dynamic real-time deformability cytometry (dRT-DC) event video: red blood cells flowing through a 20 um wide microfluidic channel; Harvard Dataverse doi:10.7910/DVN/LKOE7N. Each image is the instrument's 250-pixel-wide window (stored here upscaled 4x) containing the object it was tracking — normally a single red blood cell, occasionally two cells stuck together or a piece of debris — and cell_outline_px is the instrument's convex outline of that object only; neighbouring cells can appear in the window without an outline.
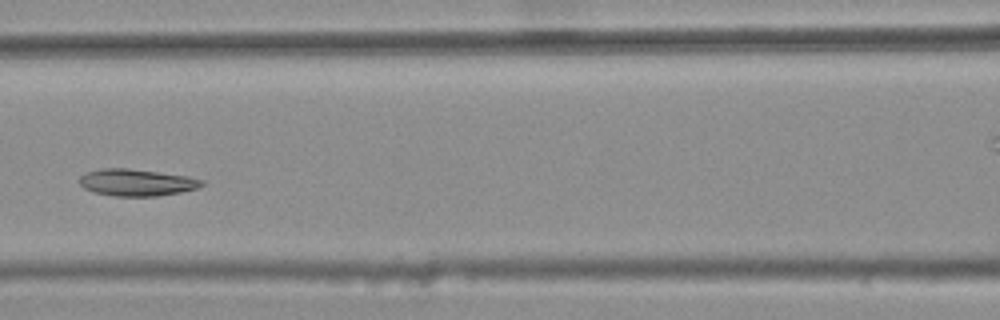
{"species": "common noctule bat (a hibernating species)", "species_latin": "Nyctalus noctula", "temperature_condition": "warm", "stored_images_in_passage": 7, "camera_frame_rate_fps": 3000, "um_per_image_px": 0.085, "animal": {"sex": "female", "body_mass_g": 25.1}, "frame": {"image": 1, "passage_image": 6, "time_ms": 1.667, "image_size_px": [1000, 320], "cell_outline_px": [[204, 184], [200, 188], [180, 192], [156, 196], [112, 196], [92, 192], [84, 188], [80, 184], [80, 176], [88, 172], [104, 168], [128, 168], [188, 176], [204, 180]], "centroid_in_image_um": [11.64, 15.52], "position_along_channel_um": 155.0, "area_um2": 19.19}}
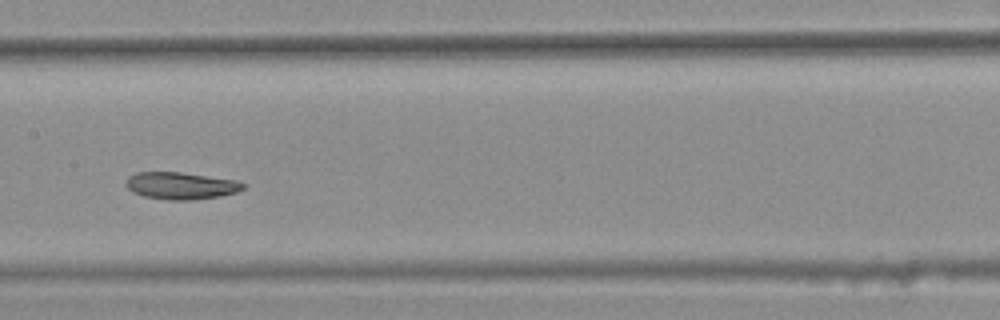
{"frame": {"image": 2, "passage_image": 7, "time_ms": 2.0, "image_size_px": [1000, 320], "cell_outline_px": [[248, 184], [244, 188], [236, 192], [220, 196], [192, 200], [168, 200], [144, 196], [132, 192], [124, 184], [124, 180], [128, 176], [136, 172], [180, 172], [236, 180]], "centroid_in_image_um": [15.35, 15.78], "position_along_channel_um": 192.0, "area_um2": 18.67}}